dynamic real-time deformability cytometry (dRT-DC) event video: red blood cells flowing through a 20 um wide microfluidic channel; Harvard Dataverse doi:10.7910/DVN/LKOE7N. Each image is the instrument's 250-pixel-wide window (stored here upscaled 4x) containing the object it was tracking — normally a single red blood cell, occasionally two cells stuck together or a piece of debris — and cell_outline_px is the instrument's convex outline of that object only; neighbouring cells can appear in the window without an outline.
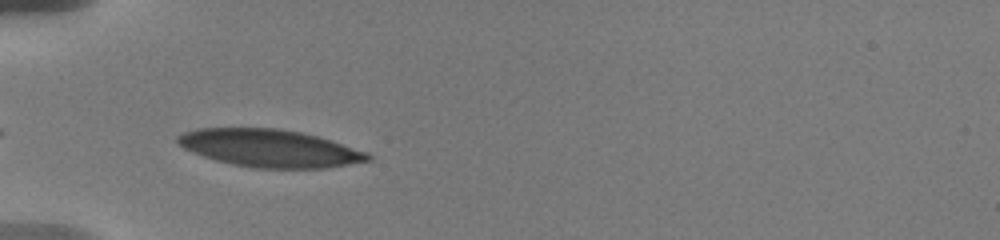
{"species": "human", "species_latin": "Homo sapiens", "temperature_condition": "warm", "stored_images_in_passage": 15, "camera_frame_rate_fps": 3000, "um_per_image_px": 0.085, "donor": {"sex": "male"}, "frame": {"image": 1, "passage_image": 1, "time_ms": 0.0, "image_size_px": [1000, 240], "cell_outline_px": [[372, 160], [328, 168], [256, 168], [232, 164], [216, 160], [192, 152], [184, 148], [176, 140], [176, 136], [184, 132], [196, 128], [276, 128], [300, 132], [332, 140], [368, 152], [372, 156]], "centroid_in_image_um": [22.95, 12.6], "position_along_channel_um": 62.1, "area_um2": 41.67}}
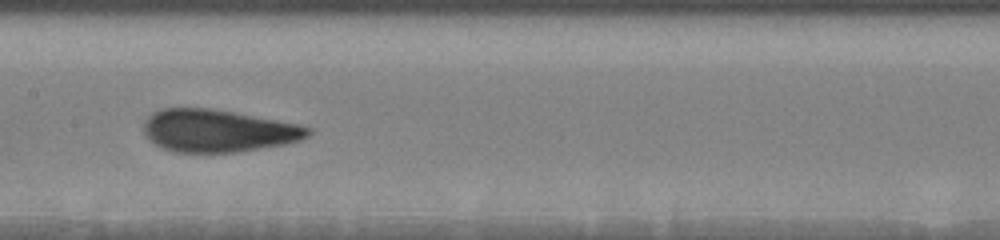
{"frame": {"image": 2, "passage_image": 10, "time_ms": 3.667, "image_size_px": [1000, 240], "cell_outline_px": [[312, 132], [308, 136], [300, 140], [284, 144], [236, 152], [176, 152], [164, 148], [156, 144], [144, 132], [144, 120], [152, 112], [160, 108], [212, 108], [236, 112], [300, 124], [312, 128]], "centroid_in_image_um": [18.55, 11.09], "position_along_channel_um": 188.8, "area_um2": 40.69}}
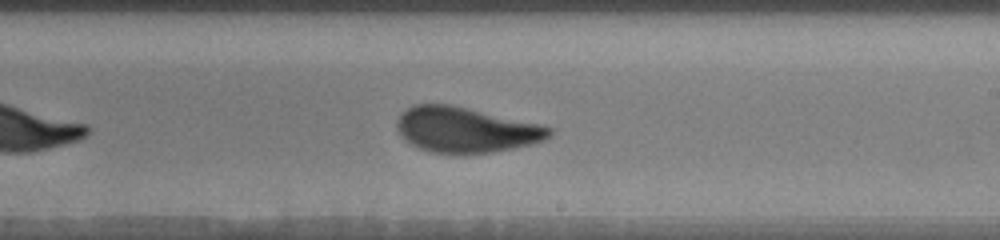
{"frame": {"image": 3, "passage_image": 14, "time_ms": 5.333, "image_size_px": [1000, 240], "cell_outline_px": [[552, 132], [544, 140], [532, 144], [512, 148], [464, 156], [432, 152], [420, 148], [412, 144], [400, 136], [396, 128], [396, 120], [400, 112], [412, 104], [452, 104], [540, 124], [552, 128]], "centroid_in_image_um": [39.53, 11.03], "position_along_channel_um": 249.5, "area_um2": 40.81}}